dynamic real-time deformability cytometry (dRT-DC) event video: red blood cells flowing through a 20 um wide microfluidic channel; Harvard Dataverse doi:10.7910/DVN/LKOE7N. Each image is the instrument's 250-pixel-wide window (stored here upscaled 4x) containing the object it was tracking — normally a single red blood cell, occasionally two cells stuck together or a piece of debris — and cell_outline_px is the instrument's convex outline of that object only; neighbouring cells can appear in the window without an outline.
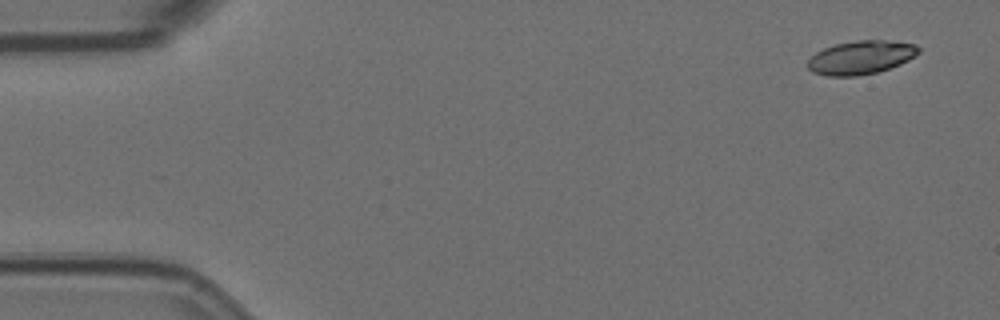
{"species": "Egyptian fruit bat (a non-hibernating species)", "species_latin": "Rousettus aegyptiacus", "temperature_condition": "room temperature", "stored_images_in_passage": 5, "camera_frame_rate_fps": 3000, "um_per_image_px": 0.085, "animal": {"sex": "female"}, "frame": {"image": 1, "passage_image": 1, "time_ms": 0.0, "image_size_px": [1000, 320], "cell_outline_px": [[920, 52], [908, 60], [900, 64], [876, 72], [856, 76], [828, 76], [812, 72], [808, 68], [808, 60], [816, 52], [824, 48], [836, 44], [856, 40], [884, 40], [916, 44], [920, 48]], "centroid_in_image_um": [73.17, 4.88], "position_along_channel_um": 11.8, "area_um2": 21.56}}
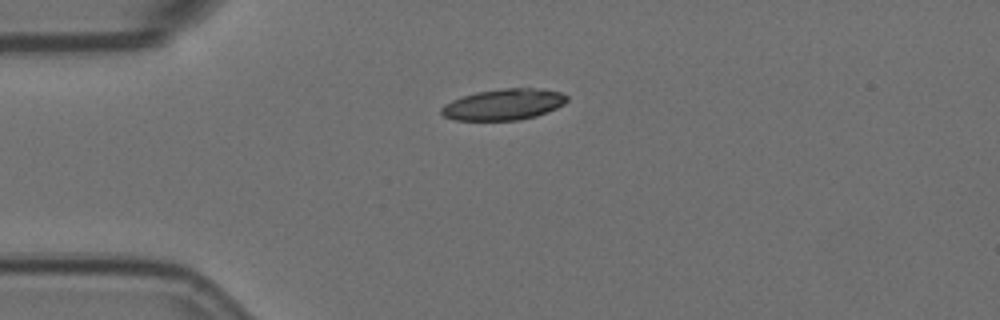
{"frame": {"image": 2, "passage_image": 4, "time_ms": 1.0, "image_size_px": [1000, 320], "cell_outline_px": [[568, 100], [564, 104], [556, 108], [536, 116], [520, 120], [452, 120], [444, 116], [440, 112], [440, 108], [444, 104], [460, 96], [476, 92], [504, 88], [544, 88], [560, 92], [568, 96]], "centroid_in_image_um": [42.8, 8.87], "position_along_channel_um": 42.2, "area_um2": 23.0}}